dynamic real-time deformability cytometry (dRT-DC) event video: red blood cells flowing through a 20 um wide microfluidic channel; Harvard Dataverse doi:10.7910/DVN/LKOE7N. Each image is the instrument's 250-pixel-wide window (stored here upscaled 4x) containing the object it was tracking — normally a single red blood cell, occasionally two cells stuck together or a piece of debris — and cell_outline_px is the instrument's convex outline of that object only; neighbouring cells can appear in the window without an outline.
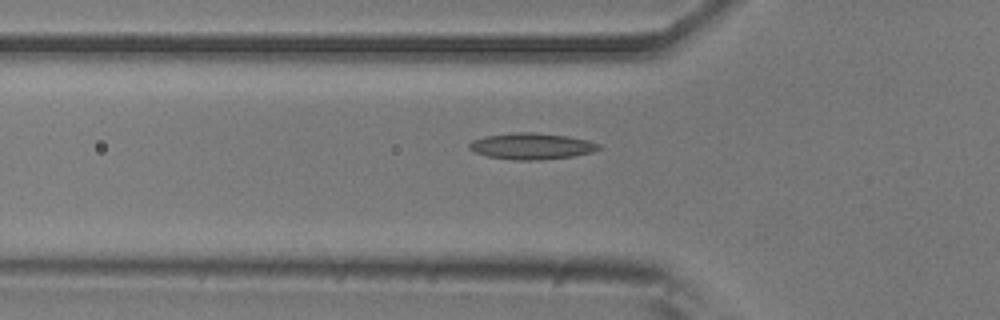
{"species": "common noctule bat (a hibernating species)", "species_latin": "Nyctalus noctula", "temperature_condition": "room temperature", "stored_images_in_passage": 38, "camera_frame_rate_fps": 3000, "um_per_image_px": 0.085, "animal": {"sex": "male", "body_mass_g": 20.5, "forearm_length_mm": 52.5}, "frame": {"image": 1, "passage_image": 7, "time_ms": 2.0, "image_size_px": [1000, 320], "cell_outline_px": [[604, 148], [592, 152], [572, 156], [540, 160], [516, 160], [488, 156], [476, 152], [468, 148], [468, 144], [472, 140], [484, 136], [512, 132], [536, 132], [568, 136], [588, 140], [600, 144]], "centroid_in_image_um": [45.21, 12.41], "position_along_channel_um": 80.6, "area_um2": 20.0}}
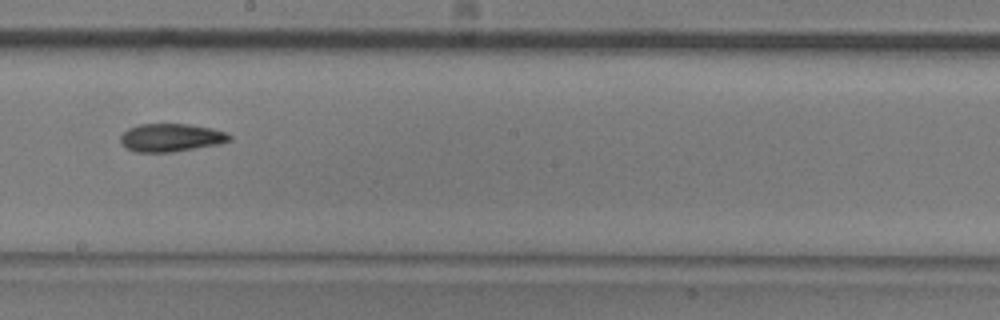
{"frame": {"image": 2, "passage_image": 19, "time_ms": 6.0, "image_size_px": [1000, 320], "cell_outline_px": [[232, 140], [220, 144], [172, 152], [136, 152], [128, 148], [120, 140], [120, 136], [128, 128], [140, 124], [188, 124], [212, 128], [228, 132], [232, 136]], "centroid_in_image_um": [14.59, 11.69], "position_along_channel_um": 233.6, "area_um2": 17.86}}
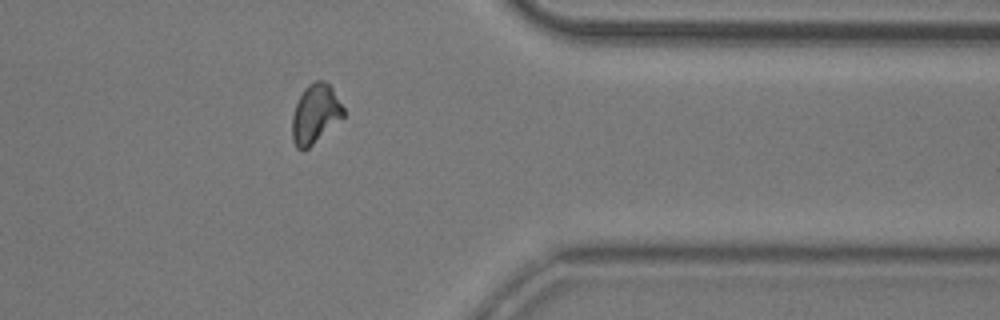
{"frame": {"image": 3, "passage_image": 32, "time_ms": 10.333, "image_size_px": [1000, 320], "cell_outline_px": [[344, 116], [304, 152], [300, 152], [296, 148], [292, 140], [292, 116], [296, 104], [304, 88], [312, 80], [324, 80], [332, 88], [344, 108]], "centroid_in_image_um": [26.77, 9.69], "position_along_channel_um": 384.6, "area_um2": 17.74}, "authors_computed_cell_mechanics": {"area_um2": 17.8313, "velocity_mm_per_s": 3.7958, "shape_relaxation_time_tau1_ms": 8.4542, "shape_relaxation_time_tau2_ms": 8.418, "deformation_change_tau1": 0.1887, "deformation_change_tau2": 0.1719}}